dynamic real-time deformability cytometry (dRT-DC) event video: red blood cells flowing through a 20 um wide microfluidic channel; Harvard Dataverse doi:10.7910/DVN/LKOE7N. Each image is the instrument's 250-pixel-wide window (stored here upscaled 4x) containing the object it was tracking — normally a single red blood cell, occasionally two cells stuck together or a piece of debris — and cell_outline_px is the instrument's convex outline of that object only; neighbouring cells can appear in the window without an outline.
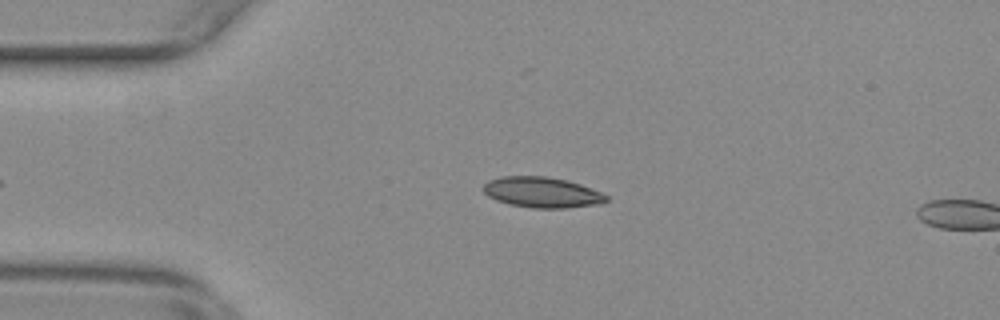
{"species": "common noctule bat (a hibernating species)", "species_latin": "Nyctalus noctula", "temperature_condition": "warm", "stored_images_in_passage": 3, "camera_frame_rate_fps": 3000, "um_per_image_px": 0.085, "animal": {"sex": "female", "body_mass_g": 29.2, "forearm_length_mm": 56.3}, "frame": {"image": 1, "passage_image": 1, "time_ms": 0.0, "image_size_px": [1000, 320], "cell_outline_px": [[608, 200], [600, 204], [568, 208], [532, 208], [508, 204], [496, 200], [488, 196], [484, 192], [484, 184], [488, 180], [500, 176], [548, 176], [568, 180], [580, 184], [600, 192], [608, 196]], "centroid_in_image_um": [46.07, 16.35], "position_along_channel_um": 38.9, "area_um2": 22.08}}